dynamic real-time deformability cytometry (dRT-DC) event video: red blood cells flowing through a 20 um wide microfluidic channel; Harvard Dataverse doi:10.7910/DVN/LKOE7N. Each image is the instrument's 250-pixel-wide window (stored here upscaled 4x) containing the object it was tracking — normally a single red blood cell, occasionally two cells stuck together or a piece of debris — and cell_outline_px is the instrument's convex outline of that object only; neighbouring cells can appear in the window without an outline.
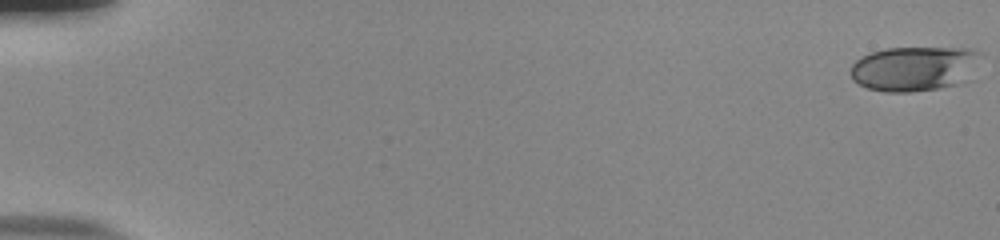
{"species": "human", "species_latin": "Homo sapiens", "temperature_condition": "room temperature", "stored_images_in_passage": 53, "camera_frame_rate_fps": 3000, "um_per_image_px": 0.085, "donor": {"sex": "male"}, "frame": {"image": 1, "passage_image": 1, "time_ms": 0.0, "image_size_px": [1000, 240], "cell_outline_px": [[980, 52], [956, 84], [940, 88], [908, 92], [884, 92], [868, 88], [852, 80], [852, 64], [856, 60], [872, 52], [888, 48], [972, 48]], "centroid_in_image_um": [77.55, 5.82], "position_along_channel_um": 7.4, "area_um2": 32.54}}
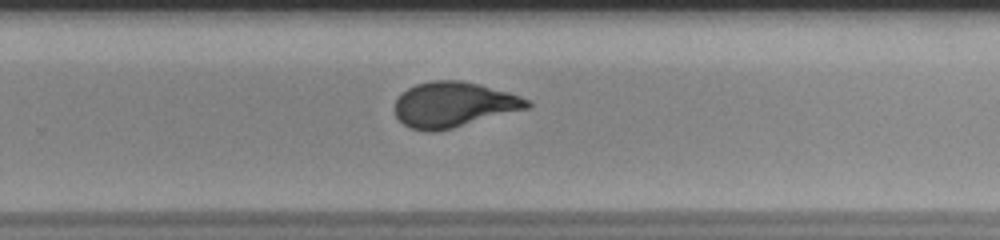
{"frame": {"image": 2, "passage_image": 38, "time_ms": 12.333, "image_size_px": [1000, 240], "cell_outline_px": [[532, 104], [528, 108], [452, 128], [436, 132], [424, 132], [408, 128], [396, 116], [396, 100], [408, 88], [416, 84], [432, 80], [460, 80], [480, 84], [508, 92], [520, 96], [528, 100]], "centroid_in_image_um": [38.55, 8.89], "position_along_channel_um": 291.3, "area_um2": 34.74}}
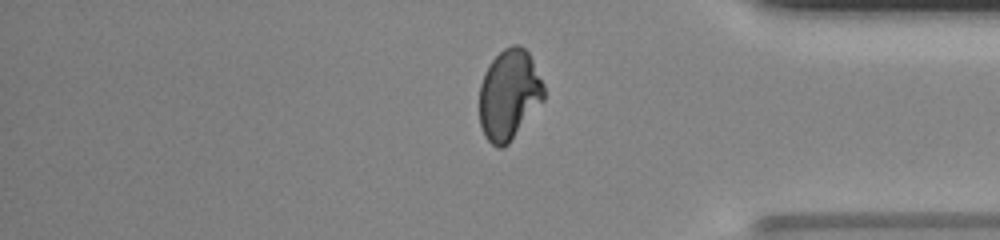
{"frame": {"image": 3, "passage_image": 47, "time_ms": 15.333, "image_size_px": [1000, 240], "cell_outline_px": [[544, 100], [508, 144], [504, 148], [496, 148], [484, 136], [480, 124], [480, 84], [492, 60], [504, 48], [512, 44], [520, 44], [528, 52], [544, 84]], "centroid_in_image_um": [43.28, 8.06], "position_along_channel_um": 391.9, "area_um2": 33.81}}